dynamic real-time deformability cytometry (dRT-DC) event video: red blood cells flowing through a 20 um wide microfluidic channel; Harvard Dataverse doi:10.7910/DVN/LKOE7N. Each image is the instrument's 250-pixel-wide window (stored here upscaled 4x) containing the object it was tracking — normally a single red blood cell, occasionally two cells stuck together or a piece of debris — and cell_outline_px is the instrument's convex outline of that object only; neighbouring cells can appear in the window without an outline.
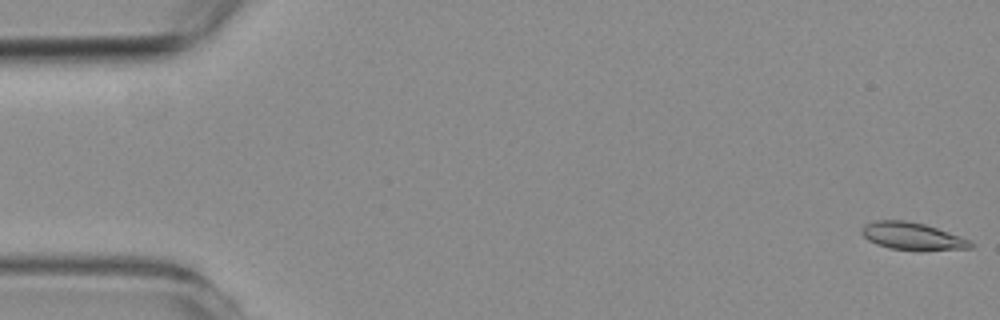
{"species": "common noctule bat (a hibernating species)", "species_latin": "Nyctalus noctula", "temperature_condition": "room temperature", "stored_images_in_passage": 15, "camera_frame_rate_fps": 3000, "um_per_image_px": 0.085, "animal": {"sex": "female", "body_mass_g": 19.3, "forearm_length_mm": 54.1}, "frame": {"image": 1, "passage_image": 1, "time_ms": 0.0, "image_size_px": [1000, 320], "cell_outline_px": [[976, 244], [972, 248], [920, 252], [888, 248], [876, 244], [868, 240], [860, 232], [860, 228], [864, 224], [876, 220], [904, 220], [924, 224], [936, 228], [968, 240]], "centroid_in_image_um": [77.52, 20.11], "position_along_channel_um": 7.5, "area_um2": 17.74}}